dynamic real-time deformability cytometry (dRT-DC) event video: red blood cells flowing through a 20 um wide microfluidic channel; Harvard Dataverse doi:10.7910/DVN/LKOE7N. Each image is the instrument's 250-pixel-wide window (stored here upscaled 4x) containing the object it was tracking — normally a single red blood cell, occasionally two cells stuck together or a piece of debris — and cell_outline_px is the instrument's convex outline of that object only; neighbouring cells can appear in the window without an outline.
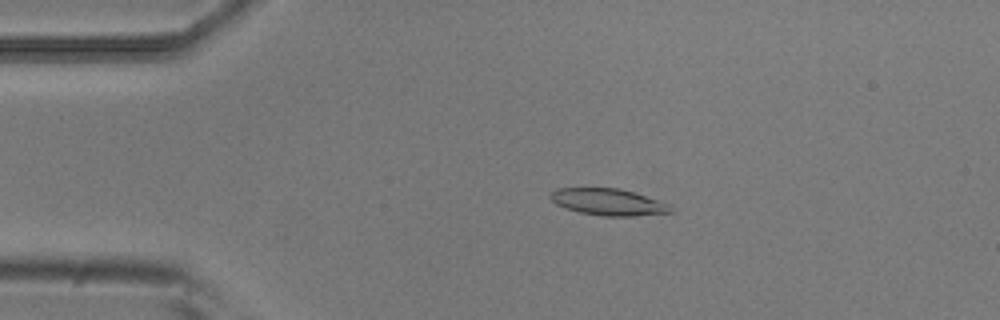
{"species": "common noctule bat (a hibernating species)", "species_latin": "Nyctalus noctula", "temperature_condition": "room temperature", "stored_images_in_passage": 3, "camera_frame_rate_fps": 3000, "um_per_image_px": 0.085, "animal": {"sex": "male", "body_mass_g": 20.5, "forearm_length_mm": 52.5}, "frame": {"image": 1, "passage_image": 2, "time_ms": 0.333, "image_size_px": [1000, 320], "cell_outline_px": [[672, 212], [632, 216], [604, 216], [580, 212], [556, 204], [548, 196], [556, 188], [620, 188], [668, 204]], "centroid_in_image_um": [51.65, 17.16], "position_along_channel_um": 33.4, "area_um2": 18.26}}